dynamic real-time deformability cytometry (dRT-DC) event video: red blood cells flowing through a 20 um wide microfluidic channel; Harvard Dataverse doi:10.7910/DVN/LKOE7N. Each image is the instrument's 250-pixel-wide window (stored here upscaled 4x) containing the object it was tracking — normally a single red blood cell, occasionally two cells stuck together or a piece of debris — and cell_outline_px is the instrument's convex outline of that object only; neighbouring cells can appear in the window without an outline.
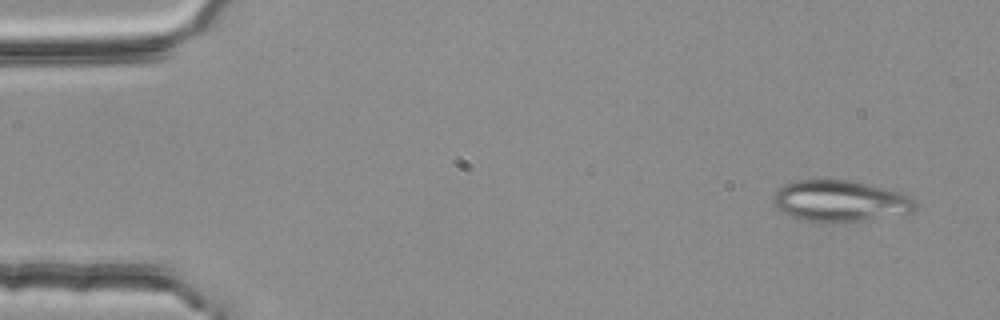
{"species": "common noctule bat (a hibernating species)", "species_latin": "Nyctalus noctula", "temperature_condition": "room temperature", "stored_images_in_passage": 53, "segment_of_instrument_passage": [1, 2], "camera_frame_rate_fps": 3000, "um_per_image_px": 0.085, "animal": {"sex": "female", "body_mass_g": 25.1}, "frame": {"image": 1, "passage_image": 3, "time_ms": 0.667, "image_size_px": [1000, 320], "cell_outline_px": [[916, 208], [912, 212], [904, 216], [828, 224], [820, 224], [800, 220], [784, 212], [772, 200], [776, 192], [784, 184], [796, 180], [852, 180], [888, 188], [904, 192], [912, 196], [916, 204]], "centroid_in_image_um": [71.52, 17.11], "position_along_channel_um": 13.5, "area_um2": 35.14}}